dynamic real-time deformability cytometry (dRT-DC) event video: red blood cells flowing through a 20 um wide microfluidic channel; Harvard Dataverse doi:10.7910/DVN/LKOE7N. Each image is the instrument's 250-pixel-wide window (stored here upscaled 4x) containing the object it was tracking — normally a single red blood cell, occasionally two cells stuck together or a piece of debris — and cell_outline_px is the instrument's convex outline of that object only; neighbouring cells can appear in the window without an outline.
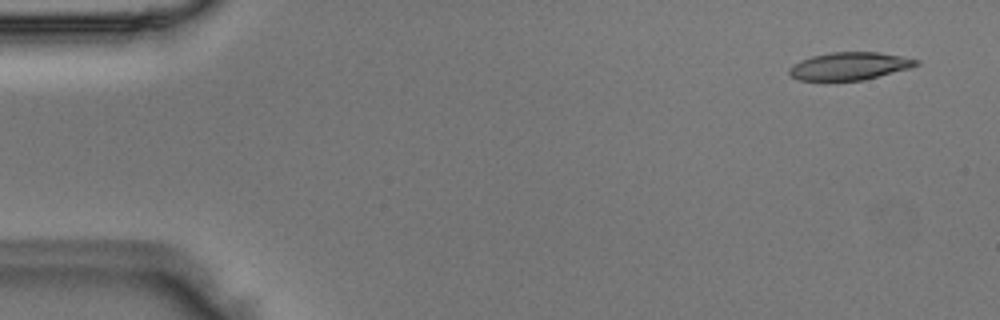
{"species": "Egyptian fruit bat (a non-hibernating species)", "species_latin": "Rousettus aegyptiacus", "temperature_condition": "room temperature", "stored_images_in_passage": 4, "camera_frame_rate_fps": 3000, "um_per_image_px": 0.085, "animal": {"sex": "male"}, "frame": {"image": 1, "passage_image": 1, "time_ms": 0.0, "image_size_px": [1000, 320], "cell_outline_px": [[920, 64], [912, 68], [864, 80], [800, 80], [792, 76], [788, 72], [788, 68], [792, 64], [800, 60], [812, 56], [832, 52], [880, 52], [920, 60]], "centroid_in_image_um": [72.24, 5.61], "position_along_channel_um": 12.8, "area_um2": 20.58}}